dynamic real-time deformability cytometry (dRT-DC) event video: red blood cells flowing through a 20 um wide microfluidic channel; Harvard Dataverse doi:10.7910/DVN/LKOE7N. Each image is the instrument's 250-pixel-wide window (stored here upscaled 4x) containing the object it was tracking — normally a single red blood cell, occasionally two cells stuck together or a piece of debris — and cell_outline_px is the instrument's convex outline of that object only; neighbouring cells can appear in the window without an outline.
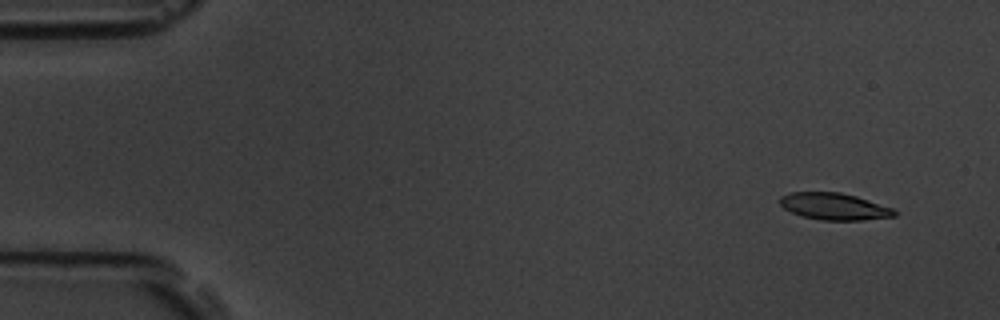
{"species": "common noctule bat (a hibernating species)", "species_latin": "Nyctalus noctula", "temperature_condition": "room temperature", "stored_images_in_passage": 8, "camera_frame_rate_fps": 3000, "um_per_image_px": 0.085, "animal": {"sex": "male", "body_mass_g": 19.5, "forearm_length_mm": 54.6}, "frame": {"image": 1, "passage_image": 2, "time_ms": 1.0, "image_size_px": [1000, 320], "cell_outline_px": [[896, 216], [864, 220], [820, 220], [804, 216], [792, 212], [784, 208], [780, 204], [780, 196], [792, 192], [840, 192], [856, 196], [892, 208], [896, 212]], "centroid_in_image_um": [70.9, 17.54], "position_along_channel_um": 14.1, "area_um2": 17.74}}
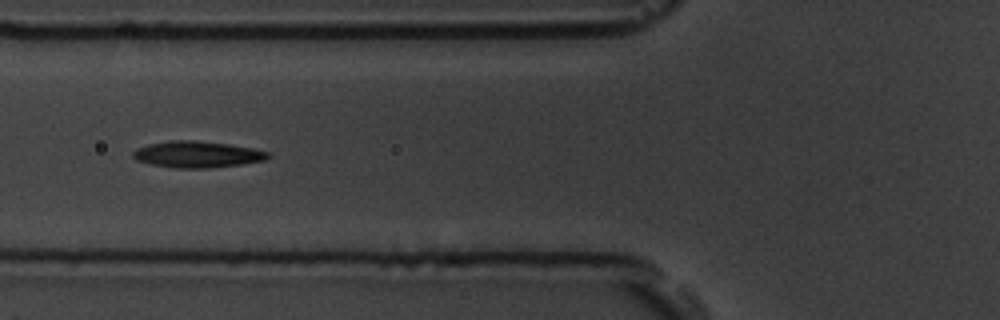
{"frame": {"image": 2, "passage_image": 7, "time_ms": 7.0, "image_size_px": [1000, 320], "cell_outline_px": [[272, 156], [268, 160], [212, 168], [176, 168], [148, 164], [136, 160], [132, 156], [132, 152], [136, 148], [148, 144], [168, 140], [196, 140], [228, 144], [252, 148], [268, 152]], "centroid_in_image_um": [16.74, 13.12], "position_along_channel_um": 109.1, "area_um2": 21.04}}
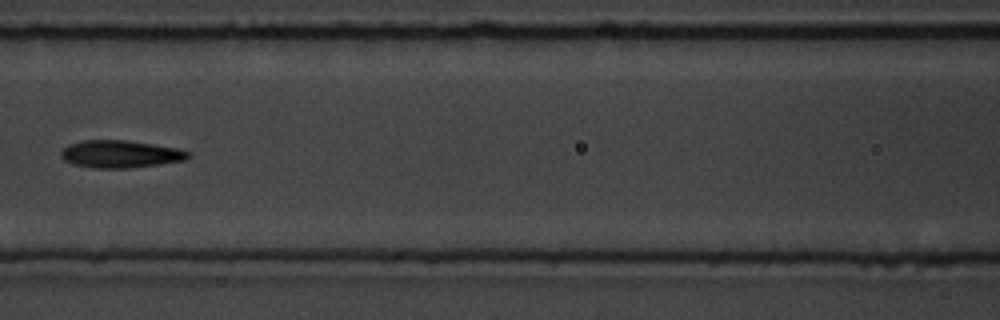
{"frame": {"image": 3, "passage_image": 8, "time_ms": 8.333, "image_size_px": [1000, 320], "cell_outline_px": [[192, 156], [184, 160], [160, 164], [128, 168], [92, 168], [72, 164], [64, 160], [60, 156], [60, 152], [68, 144], [84, 140], [128, 140], [176, 148], [192, 152]], "centroid_in_image_um": [10.22, 13.09], "position_along_channel_um": 156.4, "area_um2": 20.46}}